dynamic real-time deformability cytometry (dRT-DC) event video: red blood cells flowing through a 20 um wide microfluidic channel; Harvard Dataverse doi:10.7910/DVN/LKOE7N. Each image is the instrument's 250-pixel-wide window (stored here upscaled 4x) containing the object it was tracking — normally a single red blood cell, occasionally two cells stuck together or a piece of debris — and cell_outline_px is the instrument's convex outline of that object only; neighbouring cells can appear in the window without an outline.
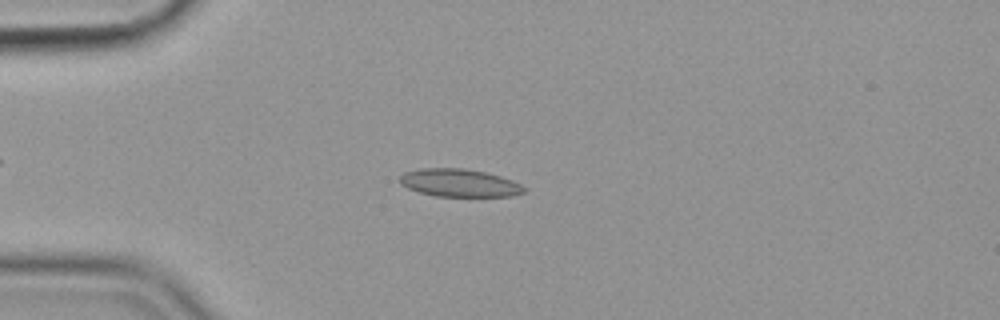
{"species": "common noctule bat (a hibernating species)", "species_latin": "Nyctalus noctula", "temperature_condition": "cold", "stored_images_in_passage": 54, "camera_frame_rate_fps": 3000, "um_per_image_px": 0.085, "animal": {"sex": "female", "body_mass_g": 19.9}, "frame": {"image": 1, "passage_image": 12, "time_ms": 3.667, "image_size_px": [1000, 320], "cell_outline_px": [[528, 188], [524, 192], [512, 196], [436, 196], [420, 192], [408, 188], [400, 184], [400, 176], [404, 172], [420, 168], [464, 168], [484, 172], [500, 176], [512, 180]], "centroid_in_image_um": [39.05, 15.54], "position_along_channel_um": 46.0, "area_um2": 20.11}}
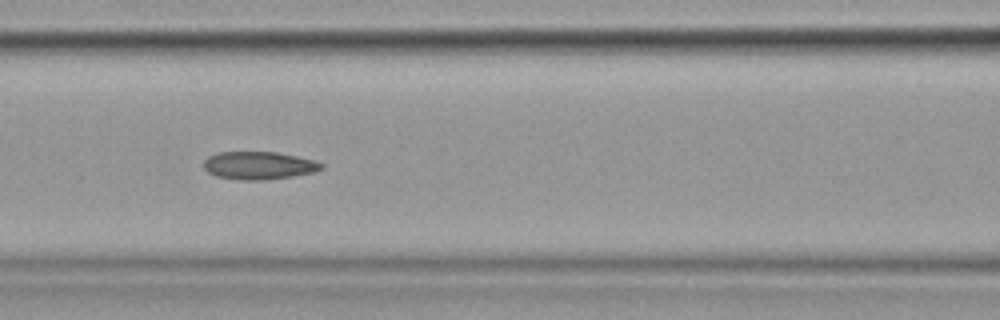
{"frame": {"image": 2, "passage_image": 22, "time_ms": 7.0, "image_size_px": [1000, 320], "cell_outline_px": [[324, 168], [312, 172], [292, 176], [264, 180], [240, 180], [216, 176], [208, 172], [204, 168], [204, 160], [208, 156], [220, 152], [276, 152], [296, 156], [312, 160], [324, 164]], "centroid_in_image_um": [21.98, 14.07], "position_along_channel_um": 144.6, "area_um2": 18.96}}
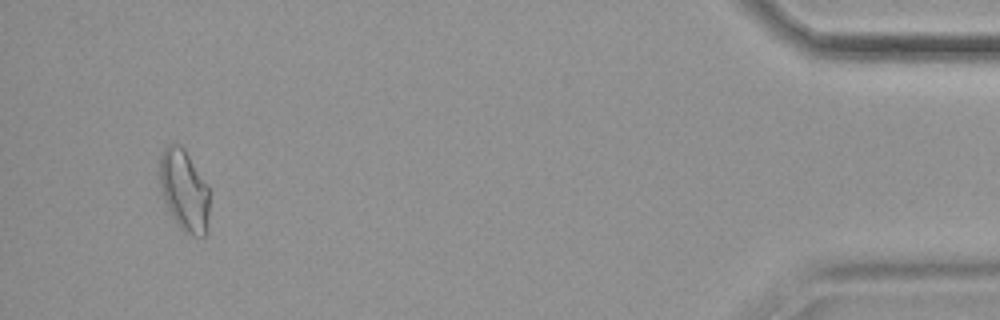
{"frame": {"image": 3, "passage_image": 51, "time_ms": 16.667, "image_size_px": [1000, 320], "cell_outline_px": [[208, 216], [204, 236], [196, 236], [184, 232], [176, 224], [164, 200], [160, 184], [160, 152], [168, 144], [180, 144], [184, 148], [208, 184]], "centroid_in_image_um": [15.64, 16.15], "position_along_channel_um": 419.6, "area_um2": 23.52}, "authors_computed_cell_mechanics": {"area_um2": 19.5942, "velocity_mm_per_s": 3.557, "shape_relaxation_time_tau1_ms": 7.289, "shape_relaxation_time_tau2_ms": 3.8084, "deformation_change_tau1": 0.1595, "deformation_change_tau2": 0.1095}}